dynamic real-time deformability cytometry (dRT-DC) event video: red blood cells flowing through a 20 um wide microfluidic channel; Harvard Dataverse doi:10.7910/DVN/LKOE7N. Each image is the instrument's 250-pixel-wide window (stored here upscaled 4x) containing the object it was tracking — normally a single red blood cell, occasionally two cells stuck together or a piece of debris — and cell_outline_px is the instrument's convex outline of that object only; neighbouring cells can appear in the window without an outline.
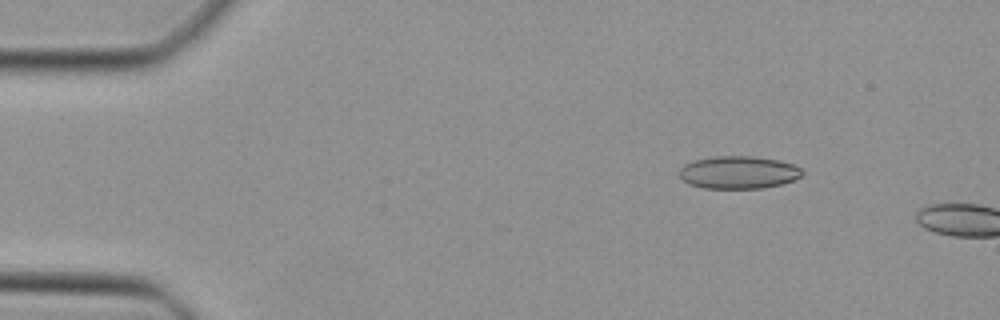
{"species": "Egyptian fruit bat (a non-hibernating species)", "species_latin": "Rousettus aegyptiacus", "temperature_condition": "cold", "stored_images_in_passage": 7, "camera_frame_rate_fps": 3000, "um_per_image_px": 0.085, "animal": {"sex": "female"}, "frame": {"image": 1, "passage_image": 4, "time_ms": 1.0, "image_size_px": [1000, 320], "cell_outline_px": [[804, 172], [800, 176], [784, 184], [764, 188], [704, 188], [688, 184], [680, 176], [680, 168], [684, 164], [692, 160], [716, 156], [752, 156], [780, 160], [792, 164], [800, 168]], "centroid_in_image_um": [62.77, 14.65], "position_along_channel_um": 22.2, "area_um2": 23.47}}